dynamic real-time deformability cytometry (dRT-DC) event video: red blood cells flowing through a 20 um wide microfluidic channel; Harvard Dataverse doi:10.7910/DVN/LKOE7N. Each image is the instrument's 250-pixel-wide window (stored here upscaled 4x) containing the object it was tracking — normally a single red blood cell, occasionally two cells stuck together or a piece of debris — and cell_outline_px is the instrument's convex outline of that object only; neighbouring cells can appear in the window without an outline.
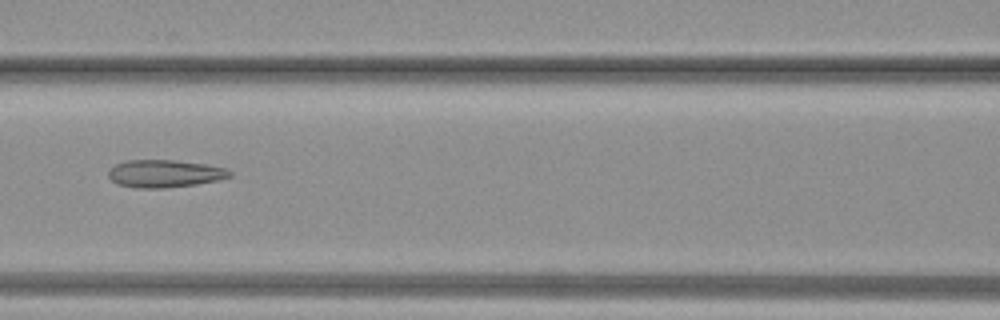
{"species": "common noctule bat (a hibernating species)", "species_latin": "Nyctalus noctula", "temperature_condition": "warm", "stored_images_in_passage": 34, "camera_frame_rate_fps": 3000, "um_per_image_px": 0.085, "animal": {"sex": "female", "body_mass_g": 19.3, "forearm_length_mm": 54.1}, "frame": {"image": 1, "passage_image": 17, "time_ms": 5.333, "image_size_px": [1000, 320], "cell_outline_px": [[232, 176], [220, 180], [196, 184], [164, 188], [136, 188], [116, 184], [108, 176], [108, 168], [116, 164], [128, 160], [172, 160], [208, 164], [228, 168], [232, 172]], "centroid_in_image_um": [14.02, 14.75], "position_along_channel_um": 152.6, "area_um2": 19.77}}
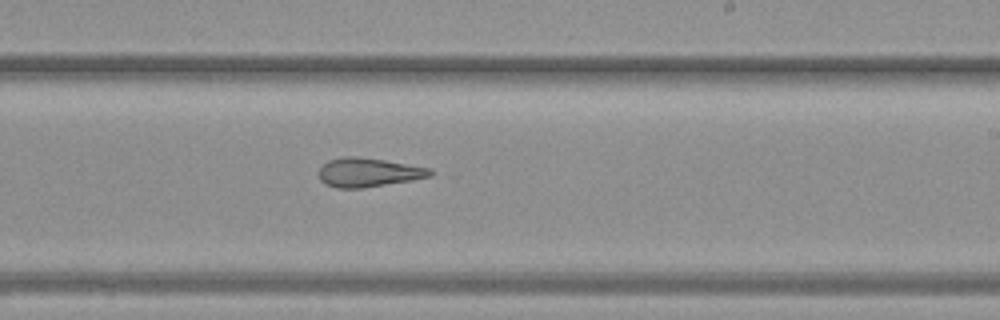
{"frame": {"image": 2, "passage_image": 23, "time_ms": 7.333, "image_size_px": [1000, 320], "cell_outline_px": [[432, 176], [412, 180], [360, 188], [336, 188], [324, 184], [320, 180], [320, 168], [328, 160], [344, 156], [356, 156], [384, 160], [428, 168], [432, 172]], "centroid_in_image_um": [31.27, 14.65], "position_along_channel_um": 257.7, "area_um2": 18.55}}
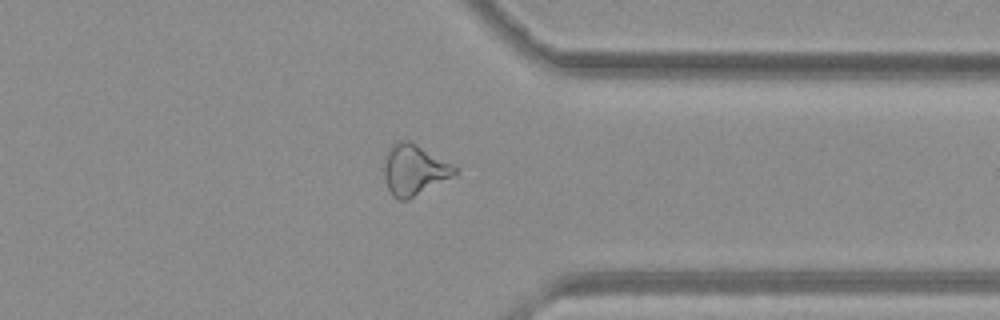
{"frame": {"image": 3, "passage_image": 30, "time_ms": 9.667, "image_size_px": [1000, 320], "cell_outline_px": [[460, 168], [456, 176], [408, 200], [396, 200], [392, 196], [388, 188], [384, 176], [384, 156], [388, 148], [392, 144], [400, 140], [408, 140], [416, 144]], "centroid_in_image_um": [35.22, 14.45], "position_along_channel_um": 376.2, "area_um2": 21.33}}